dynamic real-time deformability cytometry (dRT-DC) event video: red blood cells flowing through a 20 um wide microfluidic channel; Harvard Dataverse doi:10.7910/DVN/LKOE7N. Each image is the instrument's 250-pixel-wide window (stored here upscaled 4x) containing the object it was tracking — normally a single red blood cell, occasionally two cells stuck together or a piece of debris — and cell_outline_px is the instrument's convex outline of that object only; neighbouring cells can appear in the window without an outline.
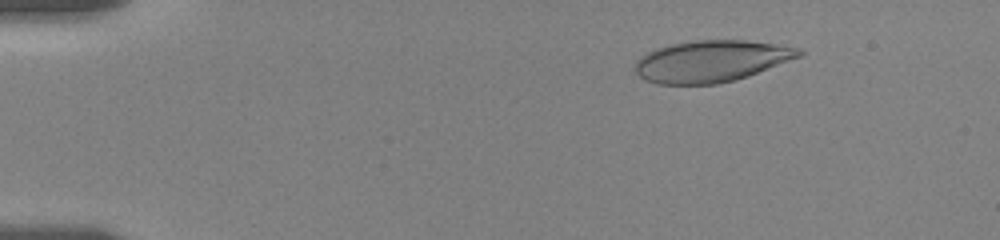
{"species": "human", "species_latin": "Homo sapiens", "temperature_condition": "room temperature", "stored_images_in_passage": 57, "camera_frame_rate_fps": 3000, "um_per_image_px": 0.085, "donor": {"sex": "female"}, "frame": {"image": 1, "passage_image": 8, "time_ms": 2.333, "image_size_px": [1000, 240], "cell_outline_px": [[804, 52], [800, 56], [748, 76], [736, 80], [716, 84], [656, 84], [644, 80], [632, 68], [636, 60], [640, 56], [656, 48], [672, 44], [696, 40], [744, 40], [800, 48]], "centroid_in_image_um": [60.4, 5.21], "position_along_channel_um": 24.6, "area_um2": 39.65}}
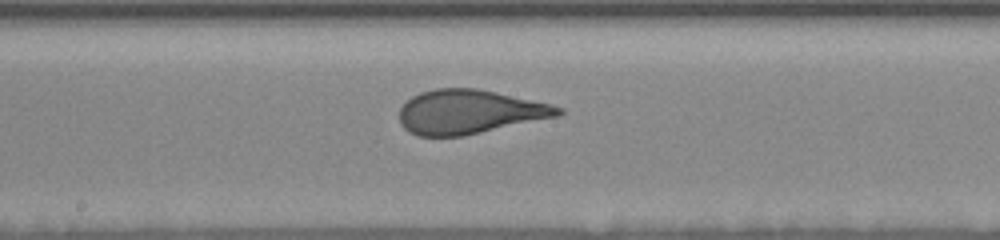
{"frame": {"image": 2, "passage_image": 31, "time_ms": 10.0, "image_size_px": [1000, 240], "cell_outline_px": [[564, 112], [556, 116], [464, 136], [416, 136], [408, 132], [400, 124], [400, 108], [412, 96], [420, 92], [436, 88], [476, 88], [496, 92], [552, 104], [564, 108]], "centroid_in_image_um": [39.87, 9.51], "position_along_channel_um": 208.3, "area_um2": 40.69}}
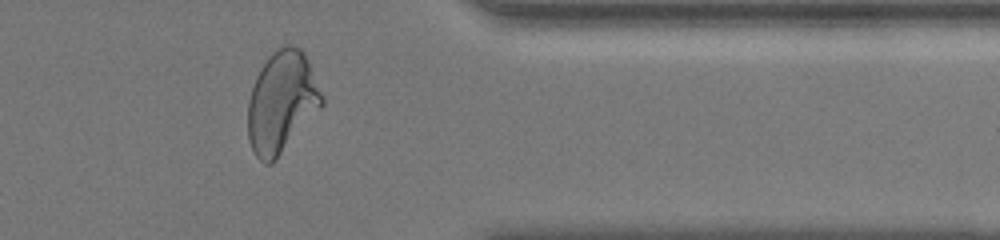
{"frame": {"image": 3, "passage_image": 47, "time_ms": 15.333, "image_size_px": [1000, 240], "cell_outline_px": [[324, 104], [276, 160], [272, 164], [264, 164], [256, 156], [248, 140], [248, 100], [256, 76], [260, 68], [268, 56], [276, 48], [288, 44], [292, 44], [300, 48], [304, 52], [308, 60], [324, 100]], "centroid_in_image_um": [23.93, 8.68], "position_along_channel_um": 387.5, "area_um2": 43.75}, "authors_computed_cell_mechanics": {"area_um2": 41.1536, "velocity_mm_per_s": 3.5426, "shape_relaxation_time_tau1_ms": 4.399, "shape_relaxation_time_tau2_ms": null, "deformation_change_tau1": 0.2134, "deformation_change_tau2": null}}